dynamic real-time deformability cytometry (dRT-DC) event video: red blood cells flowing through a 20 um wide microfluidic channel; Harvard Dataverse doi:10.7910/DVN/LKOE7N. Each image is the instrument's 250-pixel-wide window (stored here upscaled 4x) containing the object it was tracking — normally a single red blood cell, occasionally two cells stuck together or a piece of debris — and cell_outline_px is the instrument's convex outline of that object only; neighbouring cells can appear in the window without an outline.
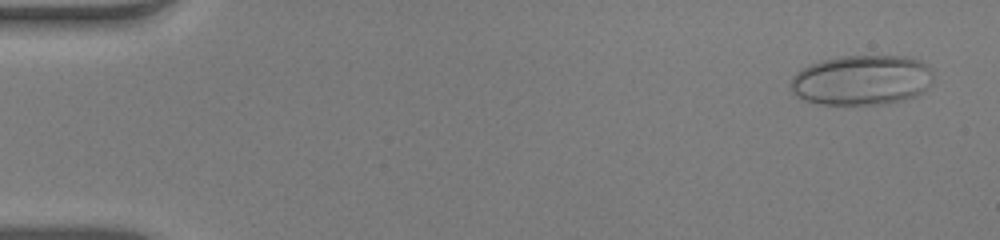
{"species": "human", "species_latin": "Homo sapiens", "temperature_condition": "warm", "stored_images_in_passage": 13, "camera_frame_rate_fps": 3000, "um_per_image_px": 0.085, "donor": {"sex": "male"}, "frame": {"image": 1, "passage_image": 3, "time_ms": 0.667, "image_size_px": [1000, 240], "cell_outline_px": [[932, 80], [928, 88], [916, 96], [904, 100], [884, 104], [824, 104], [804, 100], [796, 96], [792, 92], [792, 76], [796, 72], [812, 64], [824, 60], [840, 56], [904, 56], [920, 60], [928, 64], [932, 68]], "centroid_in_image_um": [73.3, 6.81], "position_along_channel_um": 11.7, "area_um2": 41.67}}